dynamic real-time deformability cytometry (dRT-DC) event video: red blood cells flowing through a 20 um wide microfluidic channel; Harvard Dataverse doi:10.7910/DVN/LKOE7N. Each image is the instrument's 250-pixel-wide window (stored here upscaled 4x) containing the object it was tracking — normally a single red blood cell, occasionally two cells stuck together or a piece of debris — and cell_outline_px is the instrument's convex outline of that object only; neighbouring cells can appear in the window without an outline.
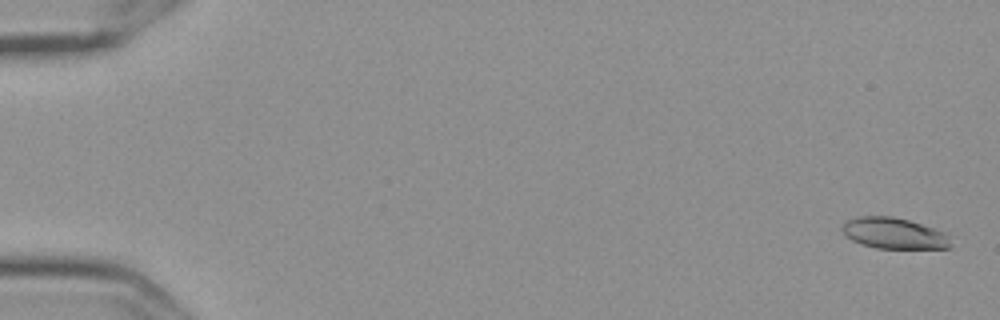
{"species": "Egyptian fruit bat (a non-hibernating species)", "species_latin": "Rousettus aegyptiacus", "temperature_condition": "cold", "stored_images_in_passage": 58, "camera_frame_rate_fps": 3000, "um_per_image_px": 0.085, "frame": {"image": 1, "passage_image": 2, "time_ms": 0.333, "image_size_px": [1000, 320], "cell_outline_px": [[952, 248], [876, 248], [860, 244], [852, 240], [840, 228], [848, 220], [860, 216], [892, 216], [908, 220], [944, 232], [948, 236], [952, 244]], "centroid_in_image_um": [76.0, 19.84], "position_along_channel_um": 9.0, "area_um2": 19.42}}
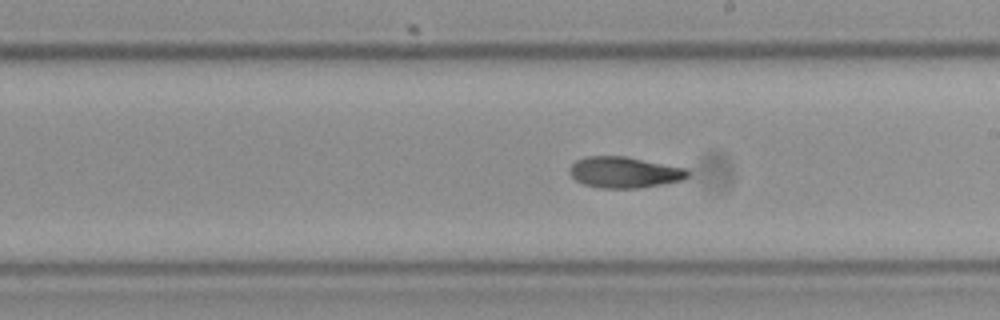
{"frame": {"image": 2, "passage_image": 34, "time_ms": 11.0, "image_size_px": [1000, 320], "cell_outline_px": [[688, 176], [684, 180], [640, 188], [600, 188], [584, 184], [576, 180], [568, 172], [568, 168], [576, 160], [584, 156], [624, 156], [688, 168]], "centroid_in_image_um": [53.07, 14.64], "position_along_channel_um": 235.9, "area_um2": 21.56}}
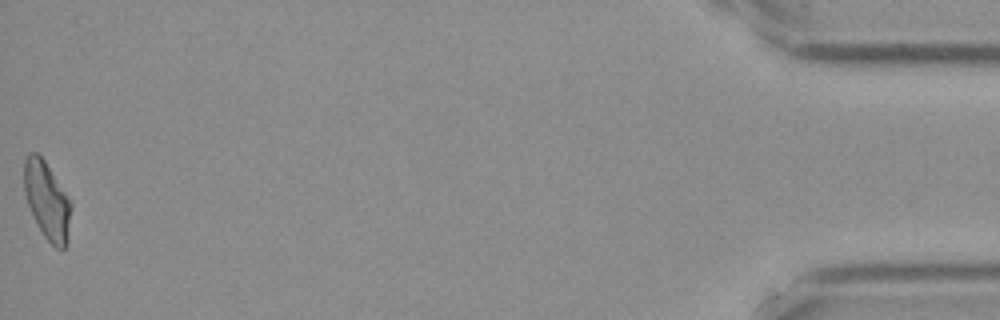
{"frame": {"image": 3, "passage_image": 58, "time_ms": 19.0, "image_size_px": [1000, 320], "cell_outline_px": [[72, 204], [68, 244], [64, 248], [56, 248], [44, 236], [28, 204], [24, 192], [24, 160], [32, 152], [36, 152], [44, 160]], "centroid_in_image_um": [4.01, 17.07], "position_along_channel_um": 431.2, "area_um2": 20.81}, "authors_computed_cell_mechanics": {"area_um2": 20.808, "velocity_mm_per_s": 3.5821, "shape_relaxation_time_tau1_ms": null, "shape_relaxation_time_tau2_ms": 3.6095, "deformation_change_tau1": null, "deformation_change_tau2": 0.0975}}